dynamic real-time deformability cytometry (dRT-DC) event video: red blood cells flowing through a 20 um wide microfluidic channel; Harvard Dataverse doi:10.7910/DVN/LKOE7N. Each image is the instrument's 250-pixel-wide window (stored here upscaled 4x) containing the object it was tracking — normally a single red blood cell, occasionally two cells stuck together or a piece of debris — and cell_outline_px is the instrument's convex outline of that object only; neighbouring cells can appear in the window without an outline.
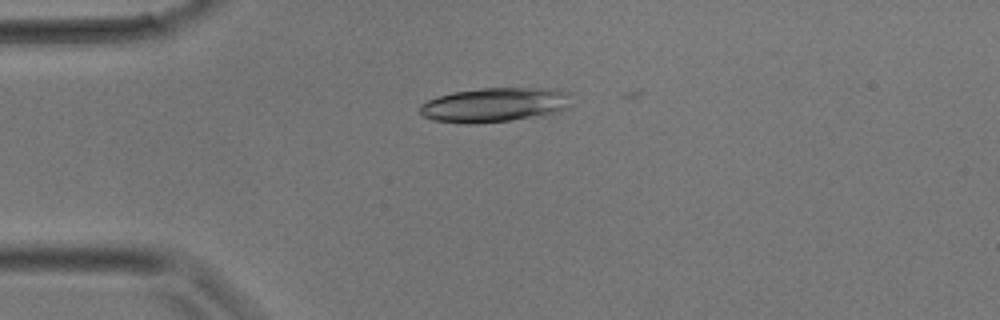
{"species": "common noctule bat (a hibernating species)", "species_latin": "Nyctalus noctula", "temperature_condition": "room temperature", "stored_images_in_passage": 2, "camera_frame_rate_fps": 3000, "um_per_image_px": 0.085, "animal": {"sex": "male", "body_mass_g": 17.9}, "frame": {"image": 1, "passage_image": 1, "time_ms": 0.0, "image_size_px": [1000, 320], "cell_outline_px": [[568, 108], [544, 116], [512, 120], [476, 124], [464, 124], [432, 120], [424, 116], [420, 112], [420, 104], [428, 100], [452, 92], [480, 88], [524, 88], [568, 92]], "centroid_in_image_um": [41.97, 8.94], "position_along_channel_um": 43.0, "area_um2": 30.17}}